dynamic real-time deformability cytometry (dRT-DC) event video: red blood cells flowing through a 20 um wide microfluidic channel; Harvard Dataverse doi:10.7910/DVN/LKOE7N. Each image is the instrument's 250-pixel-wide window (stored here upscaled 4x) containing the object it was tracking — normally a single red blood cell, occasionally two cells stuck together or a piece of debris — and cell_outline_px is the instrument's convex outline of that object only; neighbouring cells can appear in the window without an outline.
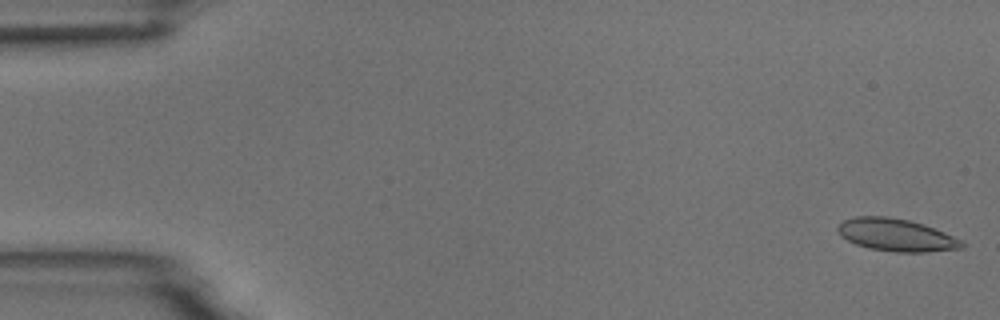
{"species": "common noctule bat (a hibernating species)", "species_latin": "Nyctalus noctula", "temperature_condition": "room temperature", "stored_images_in_passage": 55, "camera_frame_rate_fps": 3000, "um_per_image_px": 0.085, "animal": {"sex": "male", "body_mass_g": 18.8}, "frame": {"image": 1, "passage_image": 1, "time_ms": 0.0, "image_size_px": [1000, 320], "cell_outline_px": [[964, 248], [928, 252], [896, 252], [868, 248], [856, 244], [840, 236], [836, 228], [844, 220], [856, 216], [888, 216], [908, 220], [924, 224], [964, 240]], "centroid_in_image_um": [76.2, 19.97], "position_along_channel_um": 8.8, "area_um2": 23.64}}
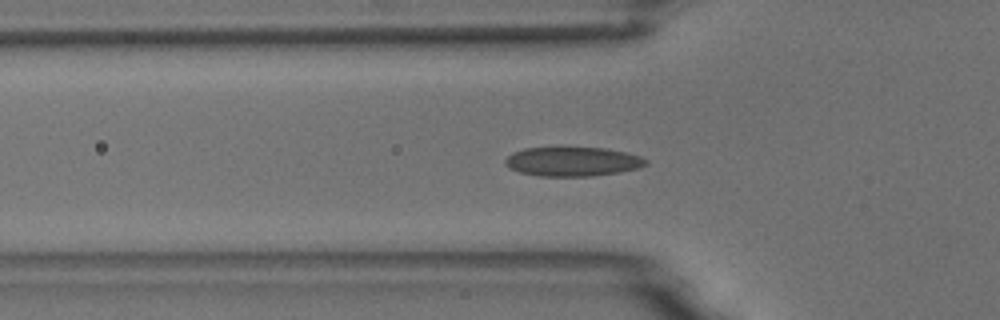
{"frame": {"image": 2, "passage_image": 18, "time_ms": 5.667, "image_size_px": [1000, 320], "cell_outline_px": [[648, 164], [640, 168], [592, 176], [540, 176], [520, 172], [504, 164], [504, 160], [512, 152], [524, 148], [604, 148], [624, 152], [640, 156], [648, 160]], "centroid_in_image_um": [48.67, 13.73], "position_along_channel_um": 77.1, "area_um2": 23.76}}
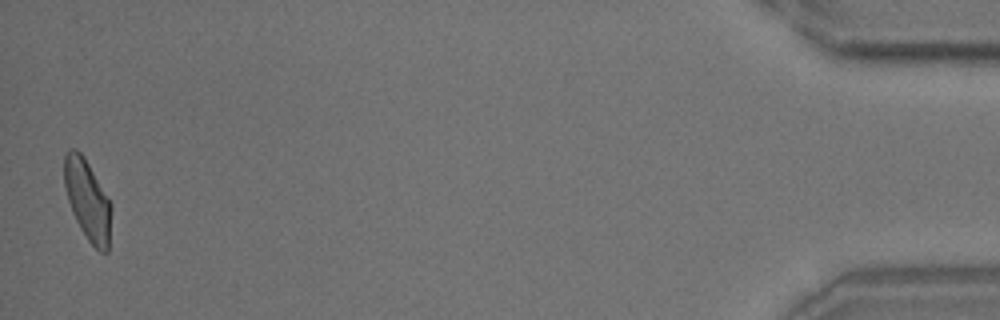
{"frame": {"image": 3, "passage_image": 54, "time_ms": 17.667, "image_size_px": [1000, 320], "cell_outline_px": [[112, 208], [108, 252], [100, 252], [88, 240], [80, 228], [72, 212], [68, 200], [64, 184], [64, 156], [72, 148], [76, 148], [84, 156], [112, 204]], "centroid_in_image_um": [7.45, 17.0], "position_along_channel_um": 427.7, "area_um2": 22.02}, "authors_computed_cell_mechanics": {"area_um2": 23.0044, "velocity_mm_per_s": 3.6715, "shape_relaxation_time_tau1_ms": 4.3357, "shape_relaxation_time_tau2_ms": 1.3517, "deformation_change_tau1": 0.1363, "deformation_change_tau2": 0.0702}}